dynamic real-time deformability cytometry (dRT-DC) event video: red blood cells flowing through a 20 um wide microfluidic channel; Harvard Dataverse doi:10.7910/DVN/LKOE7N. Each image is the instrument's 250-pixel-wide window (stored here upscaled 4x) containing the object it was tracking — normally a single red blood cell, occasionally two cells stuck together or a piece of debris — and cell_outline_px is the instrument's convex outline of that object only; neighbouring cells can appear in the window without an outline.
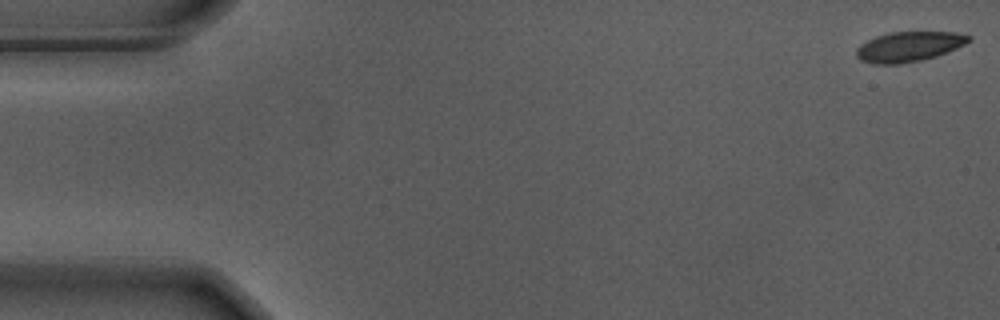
{"species": "Egyptian fruit bat (a non-hibernating species)", "species_latin": "Rousettus aegyptiacus", "temperature_condition": "warm", "stored_images_in_passage": 6, "camera_frame_rate_fps": 3000, "um_per_image_px": 0.085, "animal": {"sex": "male"}, "frame": {"image": 1, "passage_image": 1, "time_ms": 0.0, "image_size_px": [1000, 320], "cell_outline_px": [[972, 40], [956, 48], [936, 56], [920, 60], [900, 64], [872, 64], [860, 60], [856, 56], [856, 48], [860, 44], [876, 36], [888, 32], [956, 32], [972, 36]], "centroid_in_image_um": [77.23, 3.96], "position_along_channel_um": 7.8, "area_um2": 19.71}}